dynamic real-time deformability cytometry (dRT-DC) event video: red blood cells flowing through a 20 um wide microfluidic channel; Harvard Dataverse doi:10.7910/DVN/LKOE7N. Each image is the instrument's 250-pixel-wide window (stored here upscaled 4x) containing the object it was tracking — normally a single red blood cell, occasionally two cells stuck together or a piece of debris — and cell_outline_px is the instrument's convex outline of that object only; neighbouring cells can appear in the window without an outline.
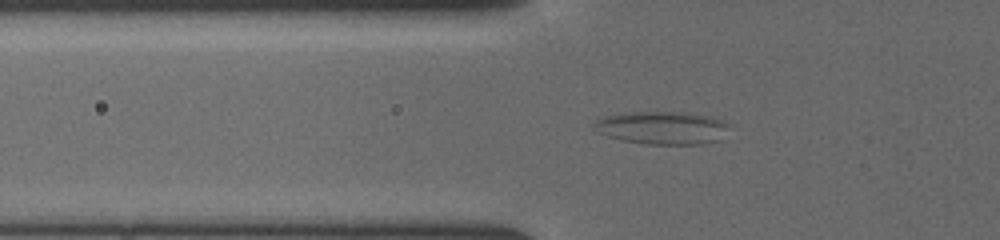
{"species": "common noctule bat (a hibernating species)", "species_latin": "Nyctalus noctula", "temperature_condition": "cold", "stored_images_in_passage": 42, "camera_frame_rate_fps": 3000, "um_per_image_px": 0.085, "animal": {"sex": "female", "body_mass_g": 19.5, "forearm_length_mm": 54.1}, "frame": {"image": 1, "passage_image": 13, "time_ms": 4.0, "image_size_px": [1000, 240], "cell_outline_px": [[728, 124], [720, 140], [700, 144], [644, 144], [620, 140], [608, 136], [600, 132], [592, 124], [596, 120], [608, 116], [624, 112], [696, 112], [712, 116]], "centroid_in_image_um": [56.3, 10.85], "position_along_channel_um": 69.5, "area_um2": 25.89}}
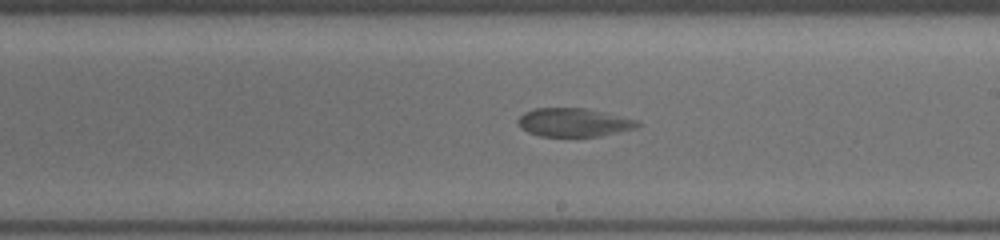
{"frame": {"image": 2, "passage_image": 26, "time_ms": 8.333, "image_size_px": [1000, 240], "cell_outline_px": [[640, 124], [632, 128], [600, 136], [540, 136], [528, 132], [520, 128], [516, 120], [524, 112], [536, 108], [584, 108], [636, 120]], "centroid_in_image_um": [48.67, 10.4], "position_along_channel_um": 240.3, "area_um2": 19.42}}
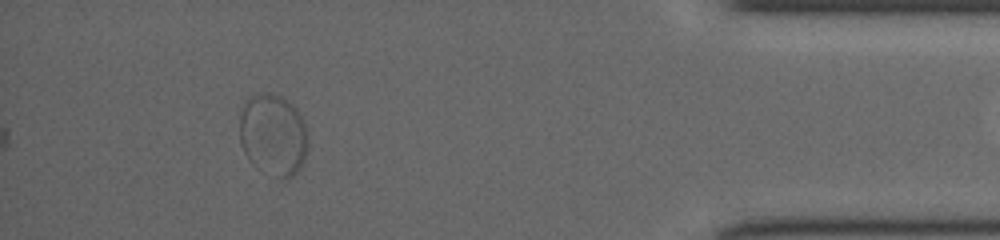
{"frame": {"image": 3, "passage_image": 42, "time_ms": 13.667, "image_size_px": [1000, 240], "cell_outline_px": [[308, 144], [304, 160], [300, 168], [288, 180], [280, 180], [260, 172], [248, 160], [244, 152], [240, 140], [240, 108], [244, 100], [248, 96], [260, 92], [268, 92], [284, 96], [296, 108], [304, 124], [308, 136]], "centroid_in_image_um": [23.19, 11.47], "position_along_channel_um": 412.0, "area_um2": 33.7}}